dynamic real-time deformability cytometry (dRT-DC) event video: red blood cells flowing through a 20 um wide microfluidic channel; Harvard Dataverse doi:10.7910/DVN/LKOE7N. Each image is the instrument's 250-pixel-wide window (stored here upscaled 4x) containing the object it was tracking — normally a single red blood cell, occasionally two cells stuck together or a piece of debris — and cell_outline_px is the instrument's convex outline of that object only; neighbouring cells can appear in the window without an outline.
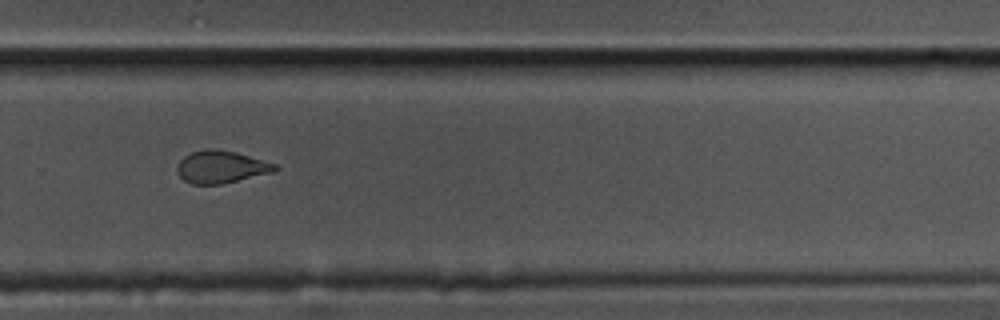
{"species": "common noctule bat (a hibernating species)", "species_latin": "Nyctalus noctula", "temperature_condition": "cold", "stored_images_in_passage": 45, "camera_frame_rate_fps": 3000, "um_per_image_px": 0.085, "animal": {"sex": "male", "body_mass_g": 17.5, "forearm_length_mm": 52.3}, "frame": {"image": 1, "passage_image": 26, "time_ms": 8.333, "image_size_px": [1000, 320], "cell_outline_px": [[280, 168], [272, 172], [220, 184], [192, 184], [184, 180], [180, 176], [176, 168], [180, 160], [184, 156], [192, 152], [208, 148], [216, 148], [236, 152], [276, 164]], "centroid_in_image_um": [18.78, 14.17], "position_along_channel_um": 311.0, "area_um2": 18.32}}
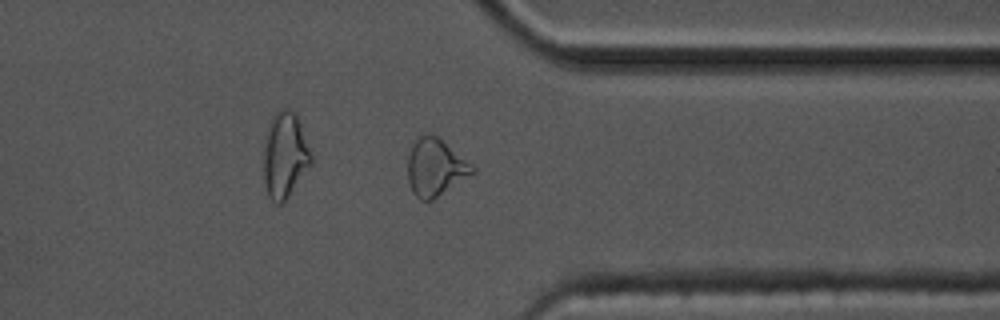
{"frame": {"image": 2, "passage_image": 32, "time_ms": 10.333, "image_size_px": [1000, 320], "cell_outline_px": [[476, 172], [432, 200], [420, 200], [412, 192], [408, 180], [408, 156], [412, 144], [416, 136], [420, 132], [428, 132], [436, 136], [472, 164], [476, 168]], "centroid_in_image_um": [36.98, 14.2], "position_along_channel_um": 374.4, "area_um2": 21.73}}
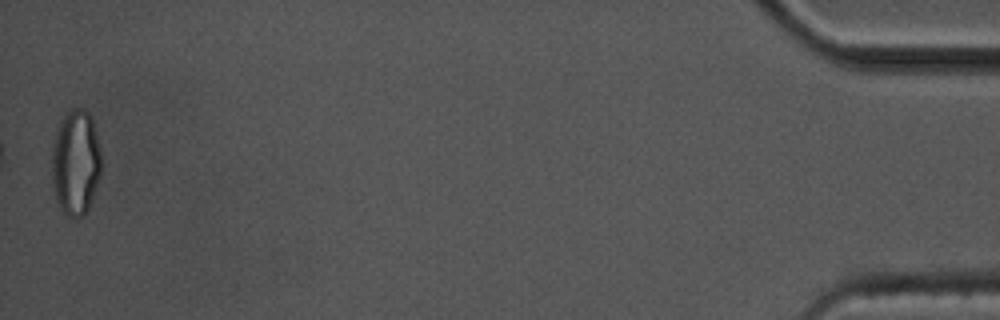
{"frame": {"image": 3, "passage_image": 45, "time_ms": 14.667, "image_size_px": [1000, 320], "cell_outline_px": [[100, 176], [88, 208], [84, 216], [68, 216], [60, 208], [56, 200], [52, 188], [52, 144], [60, 120], [72, 108], [84, 108], [92, 116], [100, 148]], "centroid_in_image_um": [6.42, 13.78], "position_along_channel_um": 428.8, "area_um2": 30.52}, "authors_computed_cell_mechanics": {"area_um2": 19.1896, "velocity_mm_per_s": 3.3401, "shape_relaxation_time_tau1_ms": null, "shape_relaxation_time_tau2_ms": 2.1511, "deformation_change_tau1": null, "deformation_change_tau2": 0.0699}}